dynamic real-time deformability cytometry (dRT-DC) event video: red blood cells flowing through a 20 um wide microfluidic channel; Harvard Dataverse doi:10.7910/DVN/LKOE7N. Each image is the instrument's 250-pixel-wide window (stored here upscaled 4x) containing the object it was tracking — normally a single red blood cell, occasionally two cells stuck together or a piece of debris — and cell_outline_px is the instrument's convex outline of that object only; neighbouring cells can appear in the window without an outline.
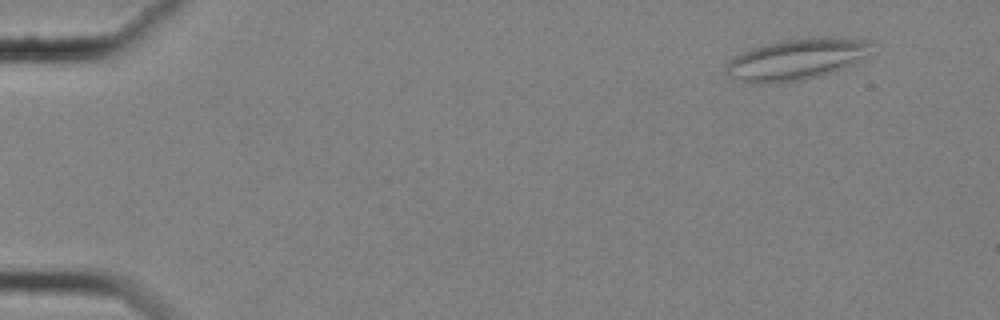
{"species": "common noctule bat (a hibernating species)", "species_latin": "Nyctalus noctula", "temperature_condition": "cold", "stored_images_in_passage": 55, "camera_frame_rate_fps": 3000, "um_per_image_px": 0.085, "animal": {"sex": "female", "body_mass_g": 25.1}, "frame": {"image": 1, "passage_image": 2, "time_ms": 0.333, "image_size_px": [1000, 320], "cell_outline_px": [[872, 44], [864, 60], [844, 68], [820, 76], [804, 80], [780, 84], [748, 84], [736, 80], [724, 72], [724, 68], [740, 52], [764, 44], [804, 36], [844, 36], [872, 40]], "centroid_in_image_um": [67.74, 5.03], "position_along_channel_um": 17.3, "area_um2": 36.18}}
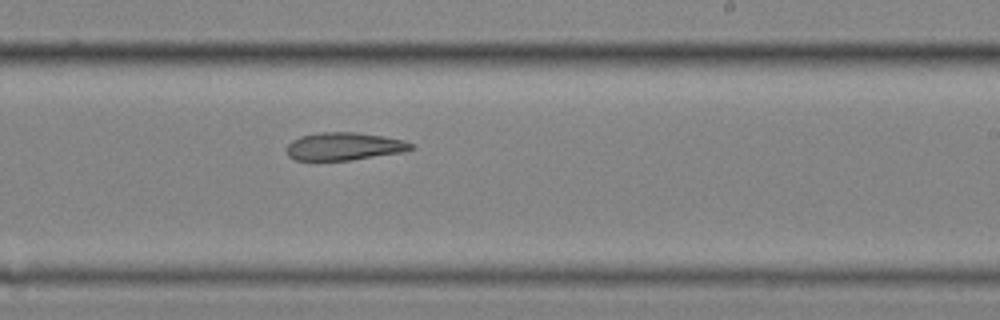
{"frame": {"image": 2, "passage_image": 33, "time_ms": 10.667, "image_size_px": [1000, 320], "cell_outline_px": [[416, 148], [404, 152], [352, 160], [296, 160], [288, 156], [284, 148], [292, 140], [300, 136], [320, 132], [356, 132], [404, 140], [416, 144]], "centroid_in_image_um": [29.27, 12.44], "position_along_channel_um": 259.7, "area_um2": 20.4}}
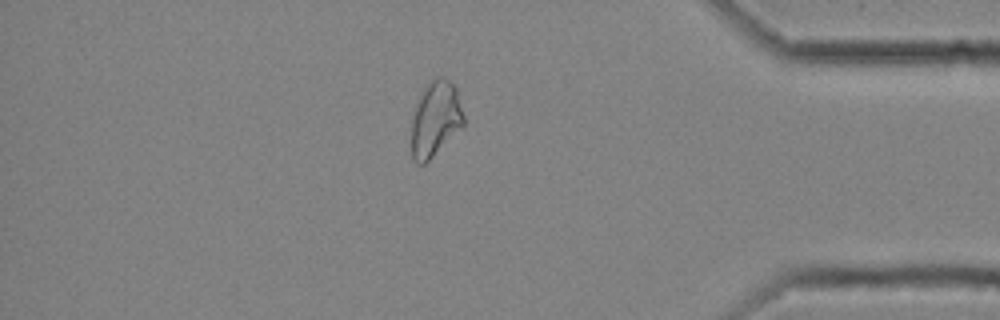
{"frame": {"image": 3, "passage_image": 47, "time_ms": 15.333, "image_size_px": [1000, 320], "cell_outline_px": [[464, 124], [424, 164], [416, 164], [412, 156], [412, 120], [416, 104], [424, 88], [432, 76], [444, 76], [456, 88], [464, 116]], "centroid_in_image_um": [37.0, 10.06], "position_along_channel_um": 398.2, "area_um2": 22.6}}